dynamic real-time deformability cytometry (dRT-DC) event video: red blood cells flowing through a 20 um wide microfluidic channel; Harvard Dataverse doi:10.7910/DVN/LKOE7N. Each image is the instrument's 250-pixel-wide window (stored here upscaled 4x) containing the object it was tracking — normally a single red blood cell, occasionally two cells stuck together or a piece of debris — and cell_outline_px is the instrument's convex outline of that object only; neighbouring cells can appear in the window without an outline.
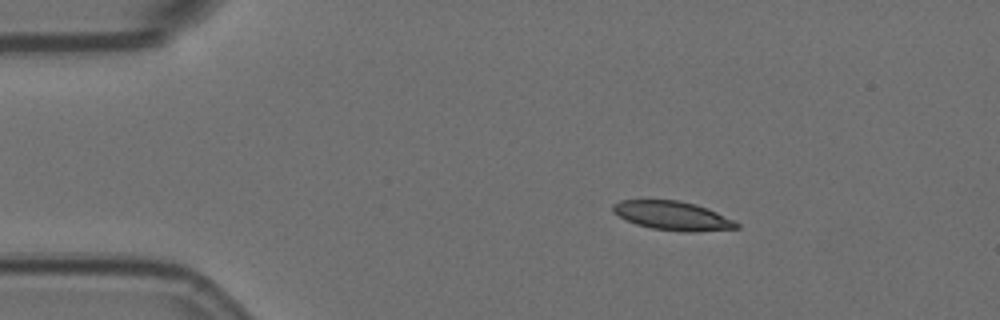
{"species": "Egyptian fruit bat (a non-hibernating species)", "species_latin": "Rousettus aegyptiacus", "temperature_condition": "room temperature", "stored_images_in_passage": 3, "camera_frame_rate_fps": 3000, "um_per_image_px": 0.085, "animal": {"sex": "female"}, "frame": {"image": 1, "passage_image": 1, "time_ms": 0.0, "image_size_px": [1000, 320], "cell_outline_px": [[740, 228], [696, 232], [684, 232], [652, 228], [636, 224], [612, 212], [612, 204], [620, 200], [680, 200], [696, 204], [708, 208], [740, 224]], "centroid_in_image_um": [57.18, 18.33], "position_along_channel_um": 27.8, "area_um2": 20.81}}